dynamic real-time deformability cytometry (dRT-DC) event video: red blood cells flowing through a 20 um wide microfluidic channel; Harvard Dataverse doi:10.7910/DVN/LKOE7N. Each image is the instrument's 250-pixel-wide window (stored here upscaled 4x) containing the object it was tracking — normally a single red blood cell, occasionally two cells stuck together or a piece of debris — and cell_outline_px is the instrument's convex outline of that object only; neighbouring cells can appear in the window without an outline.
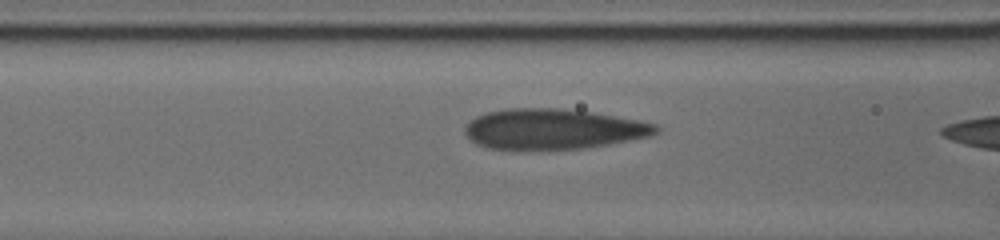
{"species": "human", "species_latin": "Homo sapiens", "temperature_condition": "cold", "stored_images_in_passage": 31, "camera_frame_rate_fps": 3000, "um_per_image_px": 0.085, "donor": {"sex": "male"}, "frame": {"image": 1, "passage_image": 12, "time_ms": 4.0, "image_size_px": [1000, 240], "cell_outline_px": [[660, 132], [652, 136], [608, 144], [584, 148], [488, 148], [476, 144], [464, 132], [464, 128], [476, 116], [488, 112], [512, 108], [556, 108], [592, 112], [636, 120], [656, 124], [660, 128]], "centroid_in_image_um": [47.06, 10.96], "position_along_channel_um": 119.5, "area_um2": 44.22}}
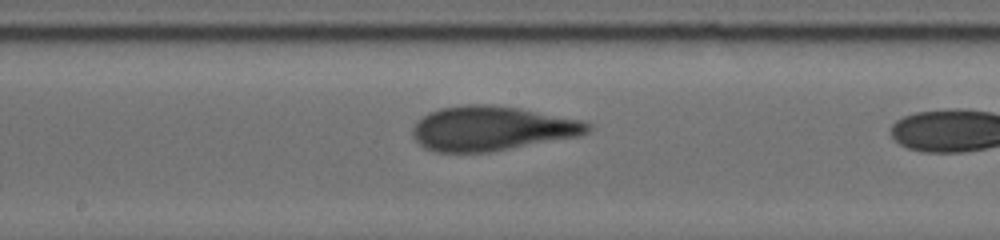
{"frame": {"image": 2, "passage_image": 19, "time_ms": 6.333, "image_size_px": [1000, 240], "cell_outline_px": [[592, 128], [588, 132], [580, 136], [492, 152], [436, 152], [424, 148], [412, 136], [412, 128], [428, 112], [440, 108], [468, 104], [484, 104], [516, 108], [584, 120], [592, 124]], "centroid_in_image_um": [41.83, 10.93], "position_along_channel_um": 206.4, "area_um2": 45.43}}
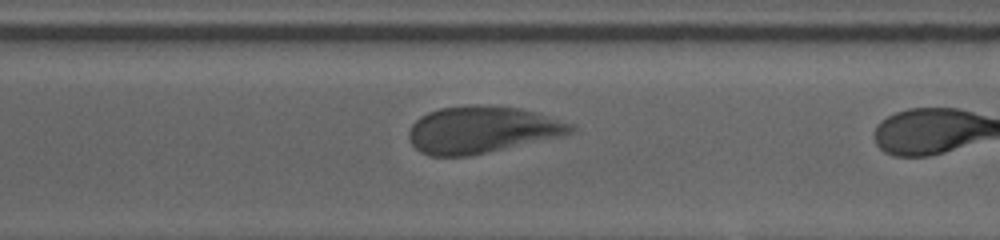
{"frame": {"image": 3, "passage_image": 29, "time_ms": 9.667, "image_size_px": [1000, 240], "cell_outline_px": [[576, 128], [572, 132], [560, 136], [468, 156], [428, 156], [420, 152], [412, 144], [408, 136], [408, 132], [412, 124], [420, 116], [428, 112], [440, 108], [472, 104], [476, 104], [520, 108], [576, 124]], "centroid_in_image_um": [40.93, 11.02], "position_along_channel_um": 329.7, "area_um2": 44.1}}